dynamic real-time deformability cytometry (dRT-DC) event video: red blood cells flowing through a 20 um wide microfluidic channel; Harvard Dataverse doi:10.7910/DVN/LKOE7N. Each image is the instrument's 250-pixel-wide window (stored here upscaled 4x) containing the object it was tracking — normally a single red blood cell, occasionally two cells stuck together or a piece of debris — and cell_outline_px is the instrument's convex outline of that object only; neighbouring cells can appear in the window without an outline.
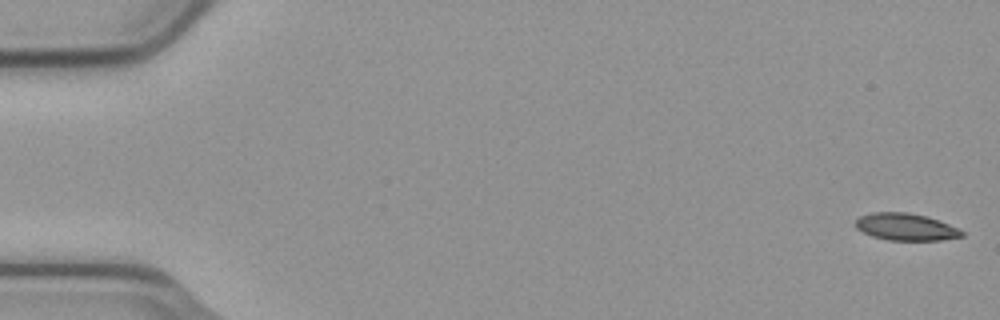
{"species": "common noctule bat (a hibernating species)", "species_latin": "Nyctalus noctula", "temperature_condition": "cold", "stored_images_in_passage": 55, "camera_frame_rate_fps": 3000, "um_per_image_px": 0.085, "animal": {"sex": "male", "body_mass_g": 23.1, "forearm_length_mm": 52.7}, "frame": {"image": 1, "passage_image": 1, "time_ms": 0.0, "image_size_px": [1000, 320], "cell_outline_px": [[964, 236], [944, 240], [888, 240], [872, 236], [856, 228], [856, 220], [860, 216], [872, 212], [908, 212], [928, 216], [948, 224], [964, 232]], "centroid_in_image_um": [77.0, 19.28], "position_along_channel_um": 8.0, "area_um2": 16.76}}
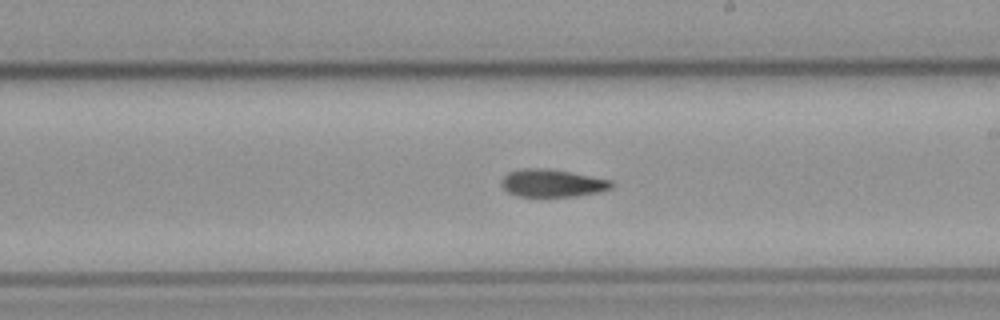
{"frame": {"image": 2, "passage_image": 32, "time_ms": 10.333, "image_size_px": [1000, 320], "cell_outline_px": [[616, 184], [612, 188], [600, 192], [576, 196], [516, 196], [508, 192], [500, 184], [500, 180], [508, 172], [524, 168], [544, 168], [568, 172], [612, 180]], "centroid_in_image_um": [46.95, 15.57], "position_along_channel_um": 242.1, "area_um2": 17.74}}
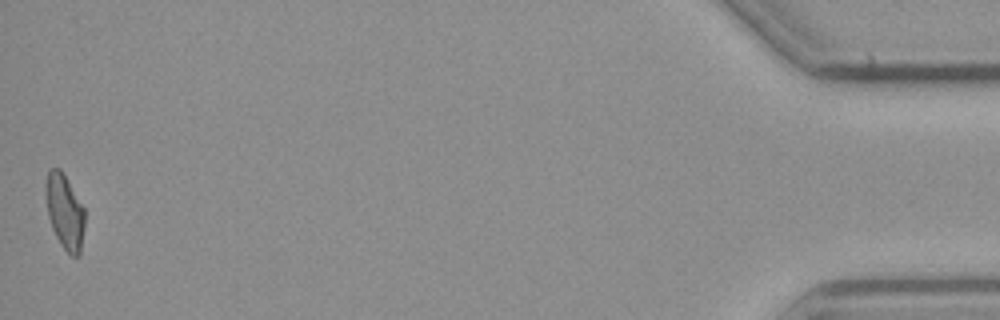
{"frame": {"image": 3, "passage_image": 55, "time_ms": 18.0, "image_size_px": [1000, 320], "cell_outline_px": [[84, 224], [80, 256], [72, 256], [60, 244], [52, 228], [48, 216], [44, 192], [44, 184], [48, 168], [60, 168], [84, 208]], "centroid_in_image_um": [5.47, 17.96], "position_along_channel_um": 429.7, "area_um2": 17.11}}